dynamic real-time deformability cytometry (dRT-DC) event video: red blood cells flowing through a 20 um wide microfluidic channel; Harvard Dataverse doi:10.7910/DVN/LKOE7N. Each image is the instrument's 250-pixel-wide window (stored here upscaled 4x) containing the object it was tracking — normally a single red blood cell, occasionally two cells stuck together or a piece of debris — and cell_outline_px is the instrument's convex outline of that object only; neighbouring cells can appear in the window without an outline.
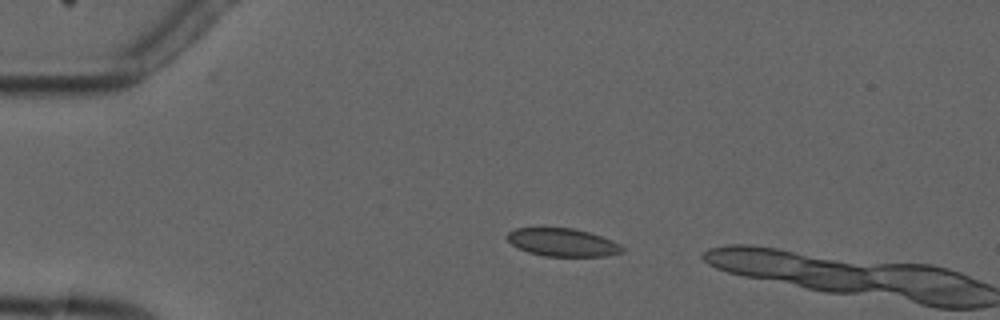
{"species": "common noctule bat (a hibernating species)", "species_latin": "Nyctalus noctula", "temperature_condition": "cold", "stored_images_in_passage": 2, "camera_frame_rate_fps": 3000, "um_per_image_px": 0.085, "animal": {"sex": "male", "forearm_length_mm": 52.5}, "frame": {"image": 1, "passage_image": 1, "time_ms": 0.0, "image_size_px": [1000, 320], "cell_outline_px": [[624, 252], [604, 256], [544, 256], [528, 252], [512, 244], [504, 236], [508, 232], [516, 228], [572, 228], [588, 232], [612, 240], [620, 244], [624, 248]], "centroid_in_image_um": [47.81, 20.6], "position_along_channel_um": 37.2, "area_um2": 18.67}}